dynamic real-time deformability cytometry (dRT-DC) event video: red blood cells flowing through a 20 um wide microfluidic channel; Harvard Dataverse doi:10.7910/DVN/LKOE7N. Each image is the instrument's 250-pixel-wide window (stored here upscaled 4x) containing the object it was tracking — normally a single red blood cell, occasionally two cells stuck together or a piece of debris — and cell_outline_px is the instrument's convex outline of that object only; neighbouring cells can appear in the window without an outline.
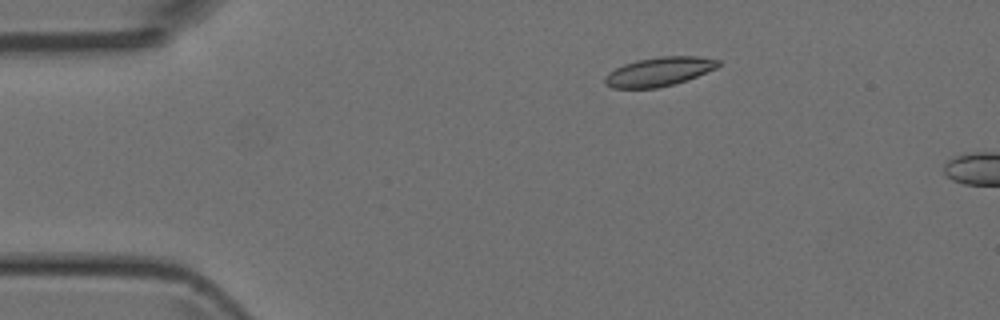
{"species": "Egyptian fruit bat (a non-hibernating species)", "species_latin": "Rousettus aegyptiacus", "temperature_condition": "room temperature", "stored_images_in_passage": 5, "camera_frame_rate_fps": 3000, "um_per_image_px": 0.085, "animal": {"sex": "female"}, "frame": {"image": 1, "passage_image": 3, "time_ms": 2.333, "image_size_px": [1000, 320], "cell_outline_px": [[720, 64], [716, 68], [676, 84], [656, 88], [612, 88], [604, 84], [604, 76], [608, 72], [624, 64], [636, 60], [660, 56], [700, 56], [720, 60]], "centroid_in_image_um": [56.0, 6.09], "position_along_channel_um": 29.0, "area_um2": 19.25}}